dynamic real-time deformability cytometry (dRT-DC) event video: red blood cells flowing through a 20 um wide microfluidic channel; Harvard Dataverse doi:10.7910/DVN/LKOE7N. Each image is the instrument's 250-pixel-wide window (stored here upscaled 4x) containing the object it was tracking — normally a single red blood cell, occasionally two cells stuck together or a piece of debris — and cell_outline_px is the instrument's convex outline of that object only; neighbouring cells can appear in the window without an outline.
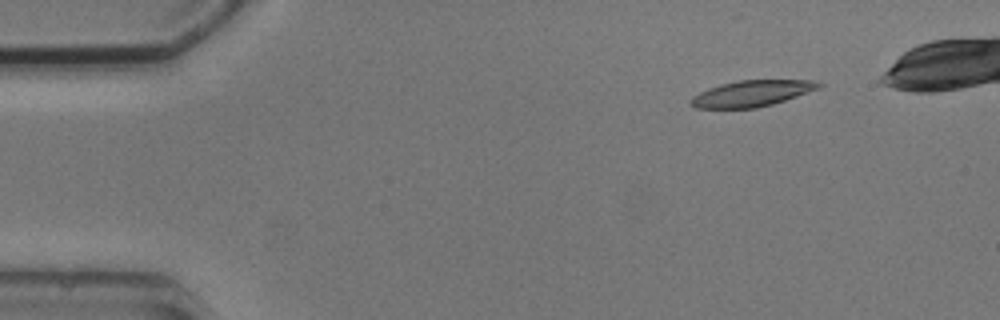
{"species": "common noctule bat (a hibernating species)", "species_latin": "Nyctalus noctula", "temperature_condition": "cold", "stored_images_in_passage": 6, "camera_frame_rate_fps": 3000, "um_per_image_px": 0.085, "animal": {"sex": "male", "body_mass_g": 20.5, "forearm_length_mm": 52.5}, "frame": {"image": 1, "passage_image": 2, "time_ms": 1.333, "image_size_px": [1000, 320], "cell_outline_px": [[824, 84], [820, 88], [772, 104], [756, 108], [696, 108], [688, 100], [692, 96], [708, 88], [720, 84], [740, 80], [812, 80]], "centroid_in_image_um": [63.89, 7.94], "position_along_channel_um": 21.1, "area_um2": 19.36}}